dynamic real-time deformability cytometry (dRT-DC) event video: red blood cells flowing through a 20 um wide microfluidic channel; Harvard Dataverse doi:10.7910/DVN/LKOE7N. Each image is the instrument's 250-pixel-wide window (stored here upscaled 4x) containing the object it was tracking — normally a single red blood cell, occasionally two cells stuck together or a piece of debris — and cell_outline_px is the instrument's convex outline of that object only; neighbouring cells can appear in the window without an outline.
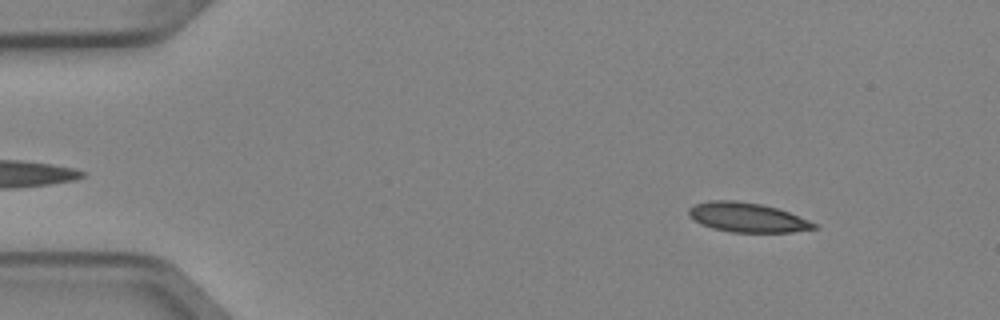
{"species": "Egyptian fruit bat (a non-hibernating species)", "species_latin": "Rousettus aegyptiacus", "temperature_condition": "cold", "stored_images_in_passage": 6, "camera_frame_rate_fps": 3000, "um_per_image_px": 0.085, "animal": {"sex": "female"}, "frame": {"image": 1, "passage_image": 1, "time_ms": 0.0, "image_size_px": [1000, 320], "cell_outline_px": [[820, 228], [792, 232], [732, 232], [712, 228], [700, 224], [688, 216], [688, 208], [696, 204], [708, 200], [736, 200], [760, 204], [776, 208], [788, 212], [820, 224]], "centroid_in_image_um": [63.53, 18.48], "position_along_channel_um": 21.5, "area_um2": 21.68}}
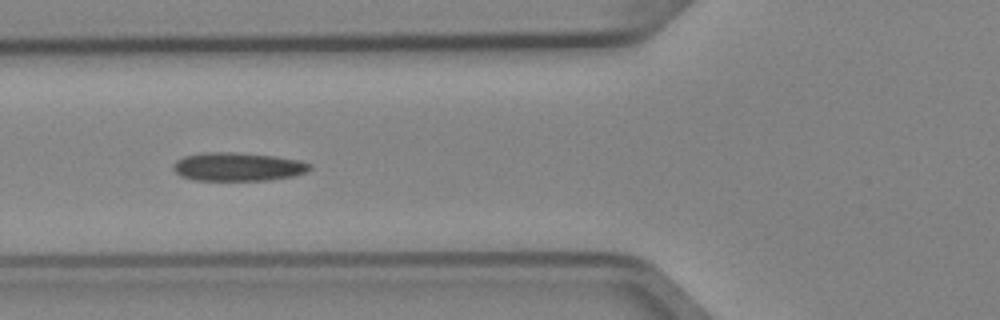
{"frame": {"image": 2, "passage_image": 4, "time_ms": 1.0, "image_size_px": [1000, 320], "cell_outline_px": [[312, 168], [308, 172], [292, 176], [268, 180], [192, 180], [180, 176], [172, 168], [172, 164], [176, 160], [184, 156], [204, 152], [236, 152], [272, 156], [300, 160], [312, 164]], "centroid_in_image_um": [20.2, 14.17], "position_along_channel_um": 105.6, "area_um2": 22.83}}
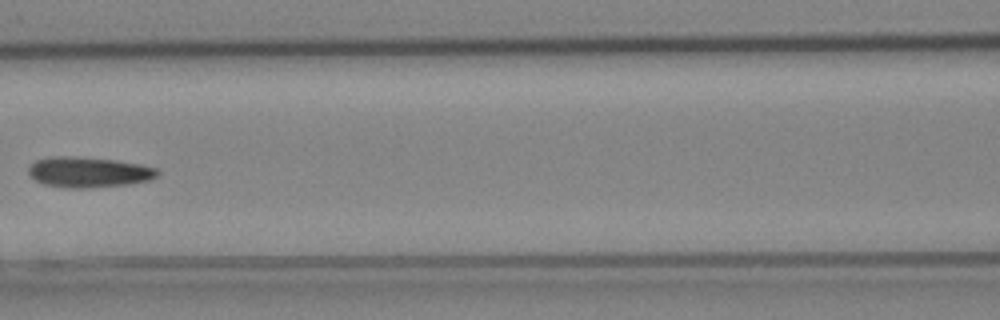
{"frame": {"image": 3, "passage_image": 5, "time_ms": 1.333, "image_size_px": [1000, 320], "cell_outline_px": [[160, 172], [156, 176], [148, 180], [128, 184], [88, 188], [64, 188], [44, 184], [36, 180], [28, 172], [28, 168], [36, 160], [52, 156], [76, 156], [116, 160], [140, 164], [156, 168]], "centroid_in_image_um": [7.52, 14.63], "position_along_channel_um": 159.1, "area_um2": 22.89}}